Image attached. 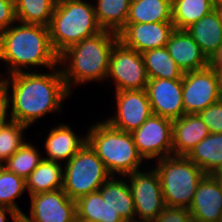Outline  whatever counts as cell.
Returning <instances> with one entry per match:
<instances>
[{
	"label": "cell",
	"instance_id": "11",
	"mask_svg": "<svg viewBox=\"0 0 222 222\" xmlns=\"http://www.w3.org/2000/svg\"><path fill=\"white\" fill-rule=\"evenodd\" d=\"M182 97L185 114H198L221 100L215 71L210 67L183 73Z\"/></svg>",
	"mask_w": 222,
	"mask_h": 222
},
{
	"label": "cell",
	"instance_id": "13",
	"mask_svg": "<svg viewBox=\"0 0 222 222\" xmlns=\"http://www.w3.org/2000/svg\"><path fill=\"white\" fill-rule=\"evenodd\" d=\"M30 216H22L28 222H73L77 216L76 201L63 189L30 196Z\"/></svg>",
	"mask_w": 222,
	"mask_h": 222
},
{
	"label": "cell",
	"instance_id": "10",
	"mask_svg": "<svg viewBox=\"0 0 222 222\" xmlns=\"http://www.w3.org/2000/svg\"><path fill=\"white\" fill-rule=\"evenodd\" d=\"M139 154L146 161L173 155L172 120L159 115L151 116L132 133Z\"/></svg>",
	"mask_w": 222,
	"mask_h": 222
},
{
	"label": "cell",
	"instance_id": "4",
	"mask_svg": "<svg viewBox=\"0 0 222 222\" xmlns=\"http://www.w3.org/2000/svg\"><path fill=\"white\" fill-rule=\"evenodd\" d=\"M89 127L87 143L112 176H127L140 170L144 159L139 154L131 133L114 128L106 120Z\"/></svg>",
	"mask_w": 222,
	"mask_h": 222
},
{
	"label": "cell",
	"instance_id": "29",
	"mask_svg": "<svg viewBox=\"0 0 222 222\" xmlns=\"http://www.w3.org/2000/svg\"><path fill=\"white\" fill-rule=\"evenodd\" d=\"M17 21L49 26L57 0H14Z\"/></svg>",
	"mask_w": 222,
	"mask_h": 222
},
{
	"label": "cell",
	"instance_id": "16",
	"mask_svg": "<svg viewBox=\"0 0 222 222\" xmlns=\"http://www.w3.org/2000/svg\"><path fill=\"white\" fill-rule=\"evenodd\" d=\"M165 47L183 73L209 66V59L186 30L175 29Z\"/></svg>",
	"mask_w": 222,
	"mask_h": 222
},
{
	"label": "cell",
	"instance_id": "43",
	"mask_svg": "<svg viewBox=\"0 0 222 222\" xmlns=\"http://www.w3.org/2000/svg\"><path fill=\"white\" fill-rule=\"evenodd\" d=\"M16 222H28L22 215L18 217Z\"/></svg>",
	"mask_w": 222,
	"mask_h": 222
},
{
	"label": "cell",
	"instance_id": "14",
	"mask_svg": "<svg viewBox=\"0 0 222 222\" xmlns=\"http://www.w3.org/2000/svg\"><path fill=\"white\" fill-rule=\"evenodd\" d=\"M146 91L152 114L171 120L185 114L182 79H149Z\"/></svg>",
	"mask_w": 222,
	"mask_h": 222
},
{
	"label": "cell",
	"instance_id": "44",
	"mask_svg": "<svg viewBox=\"0 0 222 222\" xmlns=\"http://www.w3.org/2000/svg\"><path fill=\"white\" fill-rule=\"evenodd\" d=\"M73 222H92V221H85V220H82L76 216V218Z\"/></svg>",
	"mask_w": 222,
	"mask_h": 222
},
{
	"label": "cell",
	"instance_id": "39",
	"mask_svg": "<svg viewBox=\"0 0 222 222\" xmlns=\"http://www.w3.org/2000/svg\"><path fill=\"white\" fill-rule=\"evenodd\" d=\"M210 175L214 178L219 188L222 190V169L215 170Z\"/></svg>",
	"mask_w": 222,
	"mask_h": 222
},
{
	"label": "cell",
	"instance_id": "41",
	"mask_svg": "<svg viewBox=\"0 0 222 222\" xmlns=\"http://www.w3.org/2000/svg\"><path fill=\"white\" fill-rule=\"evenodd\" d=\"M214 8H222V0H212Z\"/></svg>",
	"mask_w": 222,
	"mask_h": 222
},
{
	"label": "cell",
	"instance_id": "9",
	"mask_svg": "<svg viewBox=\"0 0 222 222\" xmlns=\"http://www.w3.org/2000/svg\"><path fill=\"white\" fill-rule=\"evenodd\" d=\"M137 170L128 174L136 214V222H152L166 207L156 170ZM139 217V218H138Z\"/></svg>",
	"mask_w": 222,
	"mask_h": 222
},
{
	"label": "cell",
	"instance_id": "45",
	"mask_svg": "<svg viewBox=\"0 0 222 222\" xmlns=\"http://www.w3.org/2000/svg\"><path fill=\"white\" fill-rule=\"evenodd\" d=\"M217 222H222V216L220 217V219Z\"/></svg>",
	"mask_w": 222,
	"mask_h": 222
},
{
	"label": "cell",
	"instance_id": "6",
	"mask_svg": "<svg viewBox=\"0 0 222 222\" xmlns=\"http://www.w3.org/2000/svg\"><path fill=\"white\" fill-rule=\"evenodd\" d=\"M156 162L165 205L189 209L206 173L187 156L170 155Z\"/></svg>",
	"mask_w": 222,
	"mask_h": 222
},
{
	"label": "cell",
	"instance_id": "24",
	"mask_svg": "<svg viewBox=\"0 0 222 222\" xmlns=\"http://www.w3.org/2000/svg\"><path fill=\"white\" fill-rule=\"evenodd\" d=\"M206 174L222 169V133H210L187 155Z\"/></svg>",
	"mask_w": 222,
	"mask_h": 222
},
{
	"label": "cell",
	"instance_id": "31",
	"mask_svg": "<svg viewBox=\"0 0 222 222\" xmlns=\"http://www.w3.org/2000/svg\"><path fill=\"white\" fill-rule=\"evenodd\" d=\"M26 190L25 179L0 166V206L14 210L19 216L24 212L16 204V198Z\"/></svg>",
	"mask_w": 222,
	"mask_h": 222
},
{
	"label": "cell",
	"instance_id": "33",
	"mask_svg": "<svg viewBox=\"0 0 222 222\" xmlns=\"http://www.w3.org/2000/svg\"><path fill=\"white\" fill-rule=\"evenodd\" d=\"M210 133H222V99L198 113Z\"/></svg>",
	"mask_w": 222,
	"mask_h": 222
},
{
	"label": "cell",
	"instance_id": "12",
	"mask_svg": "<svg viewBox=\"0 0 222 222\" xmlns=\"http://www.w3.org/2000/svg\"><path fill=\"white\" fill-rule=\"evenodd\" d=\"M116 113L107 122L116 129L132 133L152 114L149 97L144 90L116 91Z\"/></svg>",
	"mask_w": 222,
	"mask_h": 222
},
{
	"label": "cell",
	"instance_id": "7",
	"mask_svg": "<svg viewBox=\"0 0 222 222\" xmlns=\"http://www.w3.org/2000/svg\"><path fill=\"white\" fill-rule=\"evenodd\" d=\"M64 166L62 189L74 201L98 191L112 176L87 142Z\"/></svg>",
	"mask_w": 222,
	"mask_h": 222
},
{
	"label": "cell",
	"instance_id": "19",
	"mask_svg": "<svg viewBox=\"0 0 222 222\" xmlns=\"http://www.w3.org/2000/svg\"><path fill=\"white\" fill-rule=\"evenodd\" d=\"M87 142V137L77 136L69 124H60L52 128L44 142L47 156L45 160L61 163L68 162Z\"/></svg>",
	"mask_w": 222,
	"mask_h": 222
},
{
	"label": "cell",
	"instance_id": "26",
	"mask_svg": "<svg viewBox=\"0 0 222 222\" xmlns=\"http://www.w3.org/2000/svg\"><path fill=\"white\" fill-rule=\"evenodd\" d=\"M77 217L92 222H125L107 202L99 191L91 192L76 201Z\"/></svg>",
	"mask_w": 222,
	"mask_h": 222
},
{
	"label": "cell",
	"instance_id": "1",
	"mask_svg": "<svg viewBox=\"0 0 222 222\" xmlns=\"http://www.w3.org/2000/svg\"><path fill=\"white\" fill-rule=\"evenodd\" d=\"M56 68L50 73H38L35 68L31 72L8 75L12 120L29 127L45 114L61 110L63 101L72 92L66 86L61 69Z\"/></svg>",
	"mask_w": 222,
	"mask_h": 222
},
{
	"label": "cell",
	"instance_id": "36",
	"mask_svg": "<svg viewBox=\"0 0 222 222\" xmlns=\"http://www.w3.org/2000/svg\"><path fill=\"white\" fill-rule=\"evenodd\" d=\"M17 22L14 0H0V32Z\"/></svg>",
	"mask_w": 222,
	"mask_h": 222
},
{
	"label": "cell",
	"instance_id": "30",
	"mask_svg": "<svg viewBox=\"0 0 222 222\" xmlns=\"http://www.w3.org/2000/svg\"><path fill=\"white\" fill-rule=\"evenodd\" d=\"M42 160L43 156H41L38 148L32 144L25 143L2 166L26 180Z\"/></svg>",
	"mask_w": 222,
	"mask_h": 222
},
{
	"label": "cell",
	"instance_id": "34",
	"mask_svg": "<svg viewBox=\"0 0 222 222\" xmlns=\"http://www.w3.org/2000/svg\"><path fill=\"white\" fill-rule=\"evenodd\" d=\"M152 222H194V220L188 209L166 206Z\"/></svg>",
	"mask_w": 222,
	"mask_h": 222
},
{
	"label": "cell",
	"instance_id": "35",
	"mask_svg": "<svg viewBox=\"0 0 222 222\" xmlns=\"http://www.w3.org/2000/svg\"><path fill=\"white\" fill-rule=\"evenodd\" d=\"M9 88L7 77L0 78V125L12 120L11 115L8 117V109L11 107Z\"/></svg>",
	"mask_w": 222,
	"mask_h": 222
},
{
	"label": "cell",
	"instance_id": "5",
	"mask_svg": "<svg viewBox=\"0 0 222 222\" xmlns=\"http://www.w3.org/2000/svg\"><path fill=\"white\" fill-rule=\"evenodd\" d=\"M92 4L87 0L56 1L48 28L52 47L58 55L103 30Z\"/></svg>",
	"mask_w": 222,
	"mask_h": 222
},
{
	"label": "cell",
	"instance_id": "25",
	"mask_svg": "<svg viewBox=\"0 0 222 222\" xmlns=\"http://www.w3.org/2000/svg\"><path fill=\"white\" fill-rule=\"evenodd\" d=\"M131 0H96V19L103 30L119 33L127 22Z\"/></svg>",
	"mask_w": 222,
	"mask_h": 222
},
{
	"label": "cell",
	"instance_id": "8",
	"mask_svg": "<svg viewBox=\"0 0 222 222\" xmlns=\"http://www.w3.org/2000/svg\"><path fill=\"white\" fill-rule=\"evenodd\" d=\"M111 77L116 91L144 90L149 81L142 53L118 41L111 50L107 79Z\"/></svg>",
	"mask_w": 222,
	"mask_h": 222
},
{
	"label": "cell",
	"instance_id": "18",
	"mask_svg": "<svg viewBox=\"0 0 222 222\" xmlns=\"http://www.w3.org/2000/svg\"><path fill=\"white\" fill-rule=\"evenodd\" d=\"M173 123V155L187 156L190 151L210 134L198 114H184Z\"/></svg>",
	"mask_w": 222,
	"mask_h": 222
},
{
	"label": "cell",
	"instance_id": "28",
	"mask_svg": "<svg viewBox=\"0 0 222 222\" xmlns=\"http://www.w3.org/2000/svg\"><path fill=\"white\" fill-rule=\"evenodd\" d=\"M142 56L149 79H182L183 72L166 47L144 51Z\"/></svg>",
	"mask_w": 222,
	"mask_h": 222
},
{
	"label": "cell",
	"instance_id": "21",
	"mask_svg": "<svg viewBox=\"0 0 222 222\" xmlns=\"http://www.w3.org/2000/svg\"><path fill=\"white\" fill-rule=\"evenodd\" d=\"M185 30L200 46L208 59L222 45V25L215 9Z\"/></svg>",
	"mask_w": 222,
	"mask_h": 222
},
{
	"label": "cell",
	"instance_id": "2",
	"mask_svg": "<svg viewBox=\"0 0 222 222\" xmlns=\"http://www.w3.org/2000/svg\"><path fill=\"white\" fill-rule=\"evenodd\" d=\"M0 61L6 62L7 74L12 75L31 66L52 70L59 66V55L52 47L47 26L17 21L0 32Z\"/></svg>",
	"mask_w": 222,
	"mask_h": 222
},
{
	"label": "cell",
	"instance_id": "23",
	"mask_svg": "<svg viewBox=\"0 0 222 222\" xmlns=\"http://www.w3.org/2000/svg\"><path fill=\"white\" fill-rule=\"evenodd\" d=\"M172 0H131L126 24L172 22Z\"/></svg>",
	"mask_w": 222,
	"mask_h": 222
},
{
	"label": "cell",
	"instance_id": "38",
	"mask_svg": "<svg viewBox=\"0 0 222 222\" xmlns=\"http://www.w3.org/2000/svg\"><path fill=\"white\" fill-rule=\"evenodd\" d=\"M10 215L12 220L14 222L17 221L19 215L12 209L5 207V206H0V222H6L7 215Z\"/></svg>",
	"mask_w": 222,
	"mask_h": 222
},
{
	"label": "cell",
	"instance_id": "42",
	"mask_svg": "<svg viewBox=\"0 0 222 222\" xmlns=\"http://www.w3.org/2000/svg\"><path fill=\"white\" fill-rule=\"evenodd\" d=\"M218 14L220 24L222 25V8H214Z\"/></svg>",
	"mask_w": 222,
	"mask_h": 222
},
{
	"label": "cell",
	"instance_id": "37",
	"mask_svg": "<svg viewBox=\"0 0 222 222\" xmlns=\"http://www.w3.org/2000/svg\"><path fill=\"white\" fill-rule=\"evenodd\" d=\"M209 66L215 72H222V45L209 59Z\"/></svg>",
	"mask_w": 222,
	"mask_h": 222
},
{
	"label": "cell",
	"instance_id": "15",
	"mask_svg": "<svg viewBox=\"0 0 222 222\" xmlns=\"http://www.w3.org/2000/svg\"><path fill=\"white\" fill-rule=\"evenodd\" d=\"M174 30L172 22L125 24L118 37L125 47L143 53L165 47Z\"/></svg>",
	"mask_w": 222,
	"mask_h": 222
},
{
	"label": "cell",
	"instance_id": "3",
	"mask_svg": "<svg viewBox=\"0 0 222 222\" xmlns=\"http://www.w3.org/2000/svg\"><path fill=\"white\" fill-rule=\"evenodd\" d=\"M119 41L118 34L108 30L87 37L59 55V66L68 90L89 81L107 80L110 53ZM67 65V66H66Z\"/></svg>",
	"mask_w": 222,
	"mask_h": 222
},
{
	"label": "cell",
	"instance_id": "17",
	"mask_svg": "<svg viewBox=\"0 0 222 222\" xmlns=\"http://www.w3.org/2000/svg\"><path fill=\"white\" fill-rule=\"evenodd\" d=\"M188 210L194 222H217L222 216V190L210 174L199 182Z\"/></svg>",
	"mask_w": 222,
	"mask_h": 222
},
{
	"label": "cell",
	"instance_id": "32",
	"mask_svg": "<svg viewBox=\"0 0 222 222\" xmlns=\"http://www.w3.org/2000/svg\"><path fill=\"white\" fill-rule=\"evenodd\" d=\"M28 127L11 120L0 125V164L2 165L26 142L24 141V131Z\"/></svg>",
	"mask_w": 222,
	"mask_h": 222
},
{
	"label": "cell",
	"instance_id": "27",
	"mask_svg": "<svg viewBox=\"0 0 222 222\" xmlns=\"http://www.w3.org/2000/svg\"><path fill=\"white\" fill-rule=\"evenodd\" d=\"M172 23L177 30H185L214 10L212 0H172Z\"/></svg>",
	"mask_w": 222,
	"mask_h": 222
},
{
	"label": "cell",
	"instance_id": "20",
	"mask_svg": "<svg viewBox=\"0 0 222 222\" xmlns=\"http://www.w3.org/2000/svg\"><path fill=\"white\" fill-rule=\"evenodd\" d=\"M98 191L125 222H136L133 196L126 176H111Z\"/></svg>",
	"mask_w": 222,
	"mask_h": 222
},
{
	"label": "cell",
	"instance_id": "22",
	"mask_svg": "<svg viewBox=\"0 0 222 222\" xmlns=\"http://www.w3.org/2000/svg\"><path fill=\"white\" fill-rule=\"evenodd\" d=\"M61 164L43 159L25 180L29 196L62 189L63 166Z\"/></svg>",
	"mask_w": 222,
	"mask_h": 222
},
{
	"label": "cell",
	"instance_id": "40",
	"mask_svg": "<svg viewBox=\"0 0 222 222\" xmlns=\"http://www.w3.org/2000/svg\"><path fill=\"white\" fill-rule=\"evenodd\" d=\"M218 80V90L222 99V72H215Z\"/></svg>",
	"mask_w": 222,
	"mask_h": 222
}]
</instances>
